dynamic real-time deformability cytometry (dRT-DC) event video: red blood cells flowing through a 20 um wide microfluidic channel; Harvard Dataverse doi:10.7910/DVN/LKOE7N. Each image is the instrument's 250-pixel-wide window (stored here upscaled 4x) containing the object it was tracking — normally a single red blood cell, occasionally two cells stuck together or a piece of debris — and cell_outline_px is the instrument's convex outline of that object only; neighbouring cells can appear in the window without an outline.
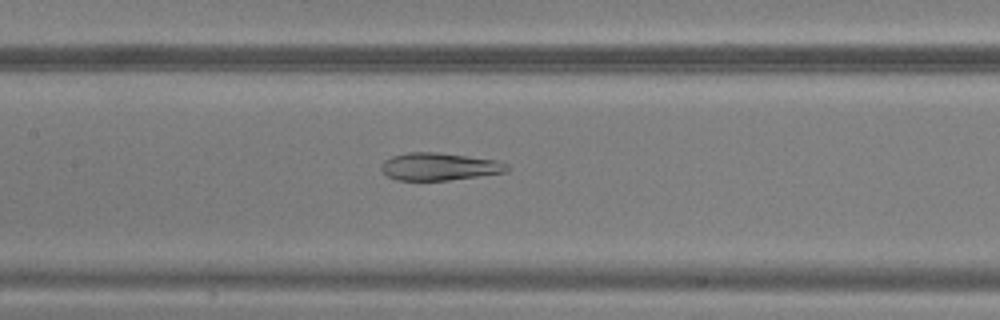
{"species": "common noctule bat (a hibernating species)", "species_latin": "Nyctalus noctula", "temperature_condition": "warm", "stored_images_in_passage": 50, "camera_frame_rate_fps": 3000, "um_per_image_px": 0.085, "animal": {"sex": "male", "body_mass_g": 20.5, "forearm_length_mm": 52.5}, "frame": {"image": 1, "passage_image": 24, "time_ms": 7.667, "image_size_px": [1000, 320], "cell_outline_px": [[512, 168], [508, 172], [448, 180], [396, 180], [388, 176], [380, 168], [380, 164], [384, 160], [392, 156], [408, 152], [440, 152], [496, 160], [508, 164]], "centroid_in_image_um": [37.36, 14.15], "position_along_channel_um": 170.0, "area_um2": 20.35}}
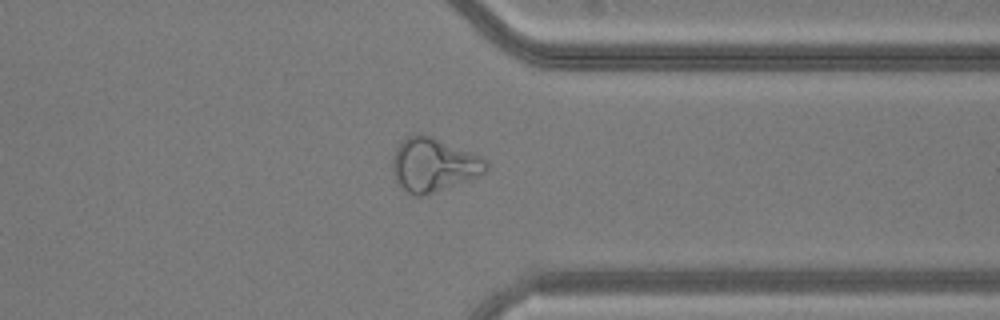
{"frame": {"image": 2, "passage_image": 39, "time_ms": 12.667, "image_size_px": [1000, 320], "cell_outline_px": [[488, 168], [480, 176], [424, 196], [412, 196], [396, 180], [392, 168], [392, 156], [396, 148], [404, 136], [416, 132], [432, 136], [480, 156], [488, 160]], "centroid_in_image_um": [36.84, 13.99], "position_along_channel_um": 374.6, "area_um2": 29.48}}
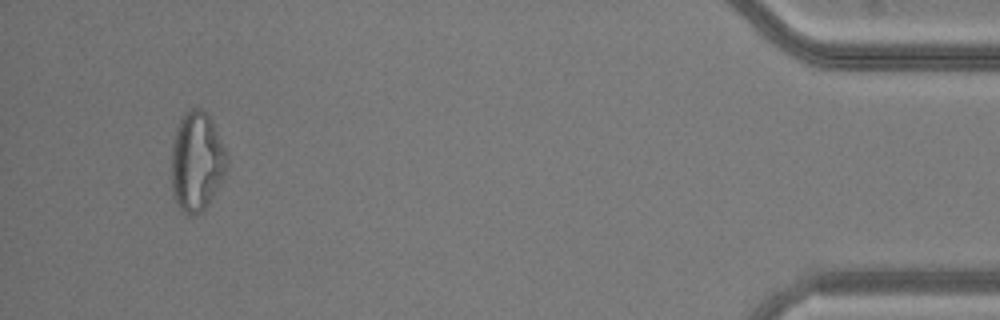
{"frame": {"image": 3, "passage_image": 47, "time_ms": 15.333, "image_size_px": [1000, 320], "cell_outline_px": [[228, 160], [224, 172], [208, 204], [196, 216], [188, 216], [176, 204], [172, 196], [172, 144], [176, 128], [184, 112], [192, 108], [200, 108], [208, 116], [228, 156]], "centroid_in_image_um": [16.68, 13.76], "position_along_channel_um": 418.5, "area_um2": 31.62}}